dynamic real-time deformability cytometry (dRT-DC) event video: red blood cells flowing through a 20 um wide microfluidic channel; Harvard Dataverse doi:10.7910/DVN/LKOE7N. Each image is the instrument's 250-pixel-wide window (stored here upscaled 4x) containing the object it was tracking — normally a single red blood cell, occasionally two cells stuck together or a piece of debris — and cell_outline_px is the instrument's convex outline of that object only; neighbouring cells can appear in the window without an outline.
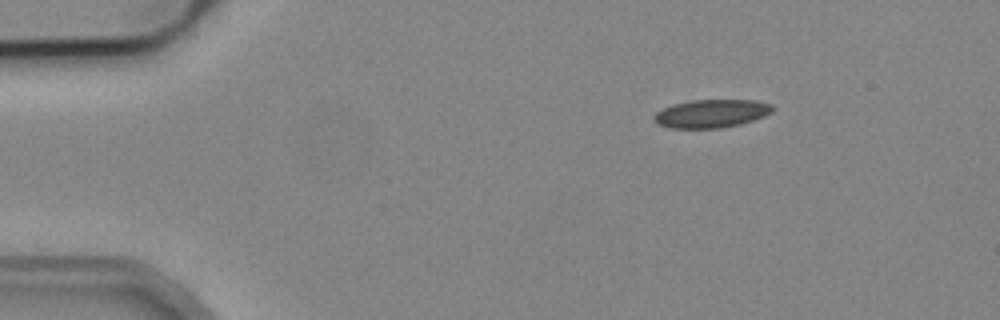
{"species": "common noctule bat (a hibernating species)", "species_latin": "Nyctalus noctula", "temperature_condition": "cold", "stored_images_in_passage": 3, "camera_frame_rate_fps": 3000, "um_per_image_px": 0.085, "animal": {"sex": "male", "body_mass_g": 19.2, "forearm_length_mm": 51.8}, "frame": {"image": 1, "passage_image": 1, "time_ms": 0.0, "image_size_px": [1000, 320], "cell_outline_px": [[776, 108], [772, 112], [764, 116], [740, 124], [720, 128], [668, 128], [656, 124], [652, 120], [652, 116], [656, 112], [672, 104], [688, 100], [756, 100], [772, 104]], "centroid_in_image_um": [60.44, 9.65], "position_along_channel_um": 24.6, "area_um2": 19.77}}